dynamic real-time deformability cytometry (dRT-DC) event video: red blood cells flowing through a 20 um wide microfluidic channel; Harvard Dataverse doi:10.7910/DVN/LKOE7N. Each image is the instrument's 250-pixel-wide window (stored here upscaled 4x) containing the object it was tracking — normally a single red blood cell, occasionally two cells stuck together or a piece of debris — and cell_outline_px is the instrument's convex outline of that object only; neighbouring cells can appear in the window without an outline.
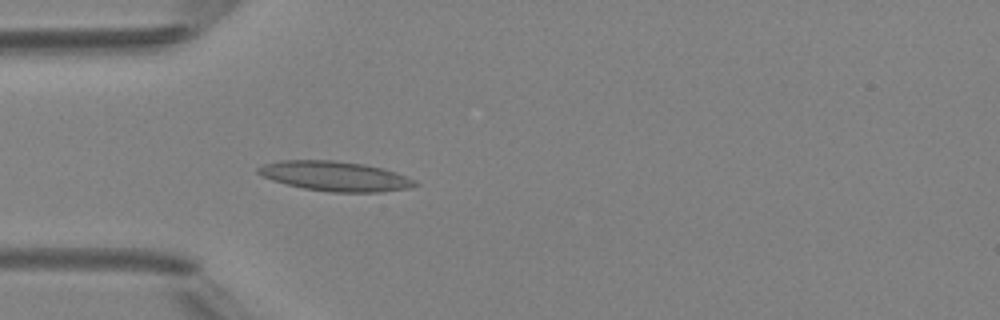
{"species": "Egyptian fruit bat (a non-hibernating species)", "species_latin": "Rousettus aegyptiacus", "temperature_condition": "room temperature", "stored_images_in_passage": 32, "camera_frame_rate_fps": 3000, "um_per_image_px": 0.085, "animal": {"sex": "female"}, "frame": {"image": 1, "passage_image": 4, "time_ms": 1.0, "image_size_px": [1000, 320], "cell_outline_px": [[420, 184], [408, 188], [380, 192], [332, 192], [304, 188], [272, 180], [256, 172], [256, 168], [264, 164], [280, 160], [332, 160], [364, 164], [384, 168], [396, 172], [416, 180]], "centroid_in_image_um": [28.51, 14.97], "position_along_channel_um": 56.5, "area_um2": 27.17}}
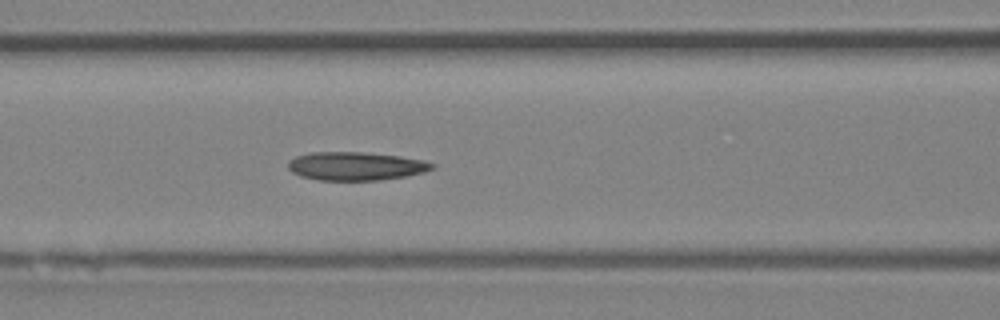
{"frame": {"image": 2, "passage_image": 10, "time_ms": 3.0, "image_size_px": [1000, 320], "cell_outline_px": [[436, 168], [424, 172], [408, 176], [380, 180], [320, 180], [300, 176], [292, 172], [288, 168], [288, 160], [296, 156], [312, 152], [364, 152], [400, 156], [424, 160], [436, 164]], "centroid_in_image_um": [30.27, 14.12], "position_along_channel_um": 136.3, "area_um2": 24.04}}
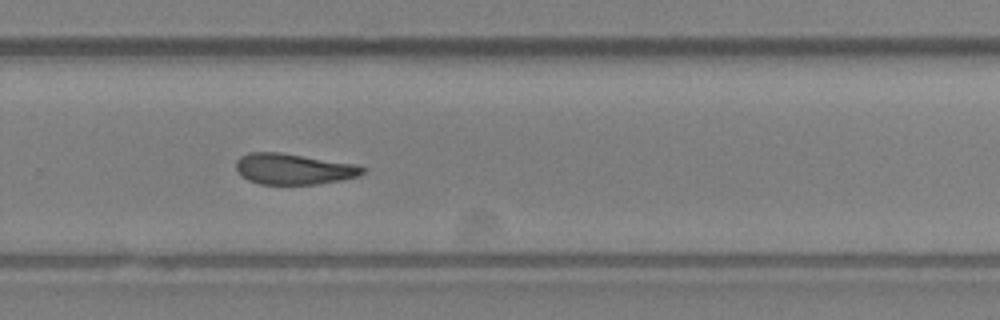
{"frame": {"image": 3, "passage_image": 22, "time_ms": 7.0, "image_size_px": [1000, 320], "cell_outline_px": [[368, 168], [364, 172], [356, 176], [340, 180], [316, 184], [260, 184], [248, 180], [236, 168], [236, 160], [240, 156], [248, 152], [280, 152], [360, 164]], "centroid_in_image_um": [24.99, 14.34], "position_along_channel_um": 304.8, "area_um2": 22.89}, "authors_computed_cell_mechanics": {"area_um2": 23.7558, "velocity_mm_per_s": 4.2277, "shape_relaxation_time_tau1_ms": null, "shape_relaxation_time_tau2_ms": 5.0534, "deformation_change_tau1": null, "deformation_change_tau2": 0.139}}